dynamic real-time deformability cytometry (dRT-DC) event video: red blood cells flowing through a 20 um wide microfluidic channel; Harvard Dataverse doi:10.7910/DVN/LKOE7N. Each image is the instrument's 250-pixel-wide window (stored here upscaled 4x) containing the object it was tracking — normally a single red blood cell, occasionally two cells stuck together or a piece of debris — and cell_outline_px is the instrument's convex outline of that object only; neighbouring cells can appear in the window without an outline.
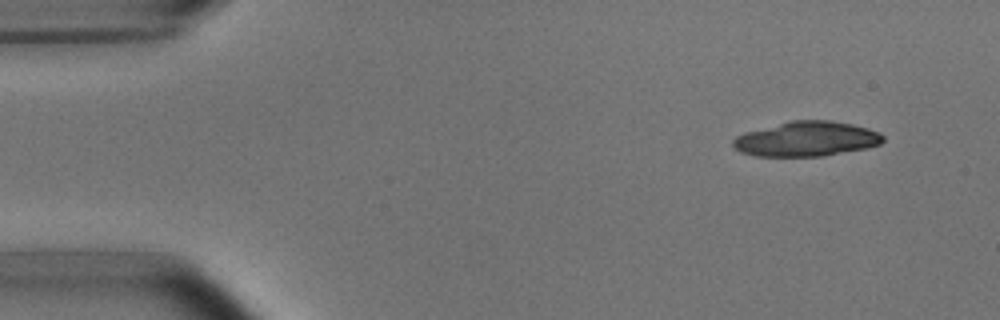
{"species": "common noctule bat (a hibernating species)", "species_latin": "Nyctalus noctula", "temperature_condition": "room temperature", "stored_images_in_passage": 5, "camera_frame_rate_fps": 3000, "um_per_image_px": 0.085, "animal": {"sex": "male", "body_mass_g": 15.6}, "frame": {"image": 1, "passage_image": 2, "time_ms": 1.333, "image_size_px": [1000, 320], "cell_outline_px": [[884, 140], [880, 144], [868, 148], [820, 156], [756, 156], [740, 152], [732, 144], [732, 140], [736, 136], [744, 132], [792, 120], [828, 120], [852, 124], [868, 128], [880, 132], [884, 136]], "centroid_in_image_um": [68.56, 11.81], "position_along_channel_um": 16.4, "area_um2": 30.46}}